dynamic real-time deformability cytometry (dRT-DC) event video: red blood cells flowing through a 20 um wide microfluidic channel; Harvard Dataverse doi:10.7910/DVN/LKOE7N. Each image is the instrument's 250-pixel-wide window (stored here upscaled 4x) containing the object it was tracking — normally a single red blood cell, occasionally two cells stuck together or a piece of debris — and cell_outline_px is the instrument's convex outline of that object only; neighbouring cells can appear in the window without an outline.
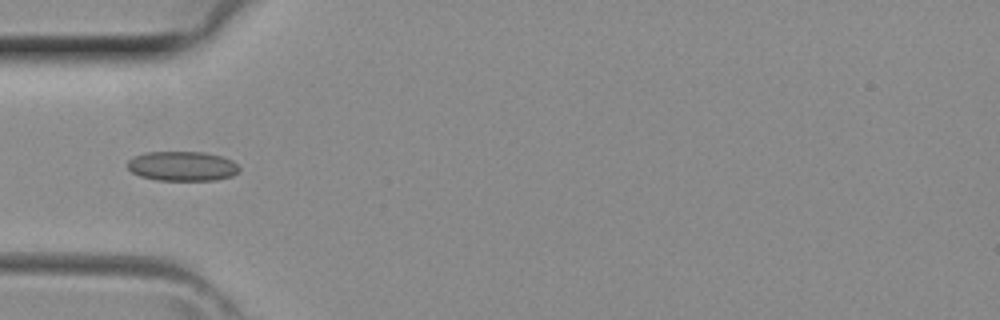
{"species": "common noctule bat (a hibernating species)", "species_latin": "Nyctalus noctula", "temperature_condition": "room temperature", "stored_images_in_passage": 4, "camera_frame_rate_fps": 3000, "um_per_image_px": 0.085, "animal": {"sex": "female", "body_mass_g": 29.2, "forearm_length_mm": 56.3}, "frame": {"image": 1, "passage_image": 4, "time_ms": 1.0, "image_size_px": [1000, 320], "cell_outline_px": [[240, 168], [232, 176], [216, 180], [156, 180], [140, 176], [132, 172], [128, 168], [128, 160], [132, 156], [144, 152], [204, 152], [220, 156], [232, 160]], "centroid_in_image_um": [15.46, 14.12], "position_along_channel_um": 69.5, "area_um2": 19.31}}